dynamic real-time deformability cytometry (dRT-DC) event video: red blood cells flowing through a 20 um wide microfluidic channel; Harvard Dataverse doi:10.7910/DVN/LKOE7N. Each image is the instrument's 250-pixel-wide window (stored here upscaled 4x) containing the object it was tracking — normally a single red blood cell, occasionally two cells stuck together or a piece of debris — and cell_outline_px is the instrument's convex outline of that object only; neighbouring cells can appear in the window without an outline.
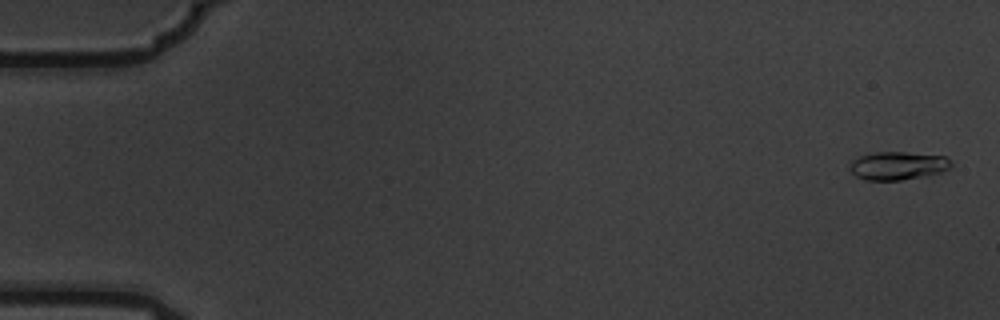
{"species": "common noctule bat (a hibernating species)", "species_latin": "Nyctalus noctula", "temperature_condition": "warm", "stored_images_in_passage": 5, "camera_frame_rate_fps": 3000, "um_per_image_px": 0.085, "animal": {"sex": "male", "body_mass_g": 19.5, "forearm_length_mm": 54.6}, "frame": {"image": 1, "passage_image": 1, "time_ms": 0.0, "image_size_px": [1000, 320], "cell_outline_px": [[952, 168], [944, 172], [924, 176], [900, 180], [864, 180], [856, 176], [848, 168], [848, 164], [852, 160], [860, 156], [876, 152], [904, 152], [944, 156], [952, 164]], "centroid_in_image_um": [76.3, 14.09], "position_along_channel_um": 8.7, "area_um2": 16.76}}
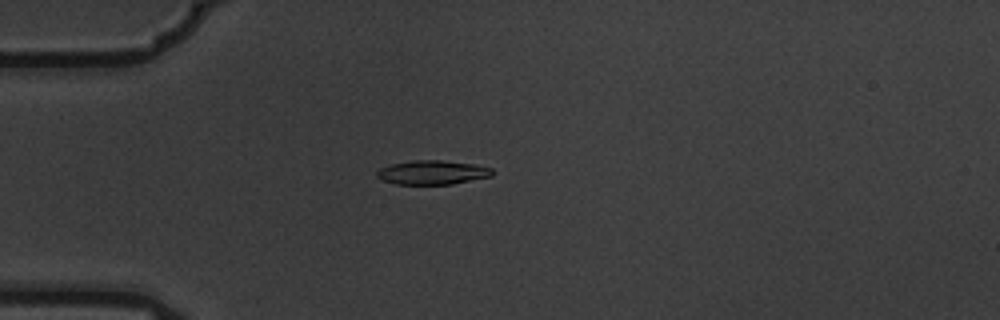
{"frame": {"image": 2, "passage_image": 5, "time_ms": 1.333, "image_size_px": [1000, 320], "cell_outline_px": [[492, 176], [452, 184], [396, 184], [384, 180], [376, 176], [376, 172], [380, 168], [392, 164], [412, 160], [440, 160], [472, 164], [492, 168]], "centroid_in_image_um": [36.74, 14.66], "position_along_channel_um": 48.3, "area_um2": 16.01}}